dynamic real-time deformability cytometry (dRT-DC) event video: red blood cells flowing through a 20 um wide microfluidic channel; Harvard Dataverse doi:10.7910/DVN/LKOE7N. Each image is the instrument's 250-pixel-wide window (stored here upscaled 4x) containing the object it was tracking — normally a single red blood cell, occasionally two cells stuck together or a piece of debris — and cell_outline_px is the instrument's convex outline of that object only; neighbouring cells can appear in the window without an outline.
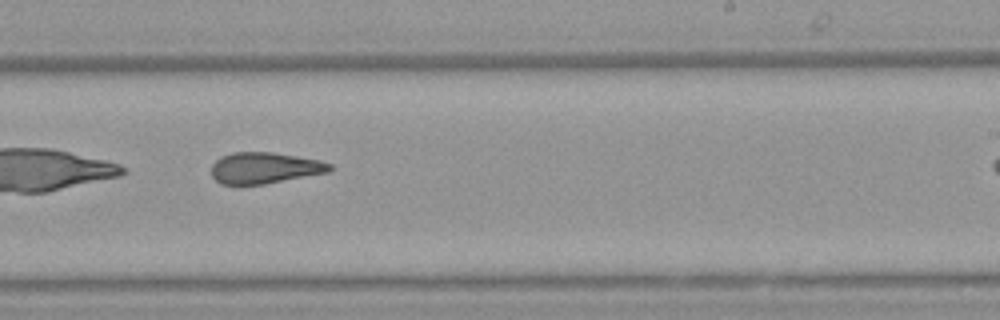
{"species": "Egyptian fruit bat (a non-hibernating species)", "species_latin": "Rousettus aegyptiacus", "temperature_condition": "warm", "stored_images_in_passage": 27, "camera_frame_rate_fps": 3000, "um_per_image_px": 0.085, "animal": {"sex": "female"}, "frame": {"image": 1, "passage_image": 16, "time_ms": 5.0, "image_size_px": [1000, 320], "cell_outline_px": [[332, 168], [328, 172], [264, 184], [220, 184], [212, 176], [212, 164], [220, 156], [232, 152], [272, 152], [320, 160], [332, 164]], "centroid_in_image_um": [22.47, 14.26], "position_along_channel_um": 266.5, "area_um2": 21.44}}
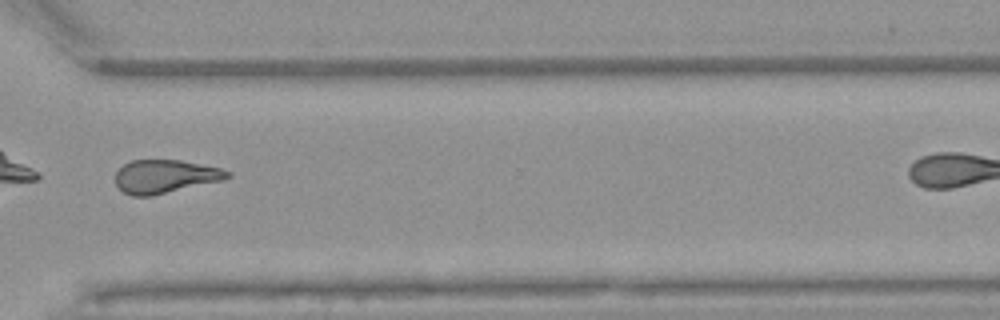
{"frame": {"image": 2, "passage_image": 23, "time_ms": 7.333, "image_size_px": [1000, 320], "cell_outline_px": [[232, 176], [224, 180], [152, 196], [132, 196], [124, 192], [116, 184], [116, 172], [124, 164], [132, 160], [180, 160], [220, 168], [232, 172]], "centroid_in_image_um": [14.06, 15.0], "position_along_channel_um": 356.5, "area_um2": 21.79}}